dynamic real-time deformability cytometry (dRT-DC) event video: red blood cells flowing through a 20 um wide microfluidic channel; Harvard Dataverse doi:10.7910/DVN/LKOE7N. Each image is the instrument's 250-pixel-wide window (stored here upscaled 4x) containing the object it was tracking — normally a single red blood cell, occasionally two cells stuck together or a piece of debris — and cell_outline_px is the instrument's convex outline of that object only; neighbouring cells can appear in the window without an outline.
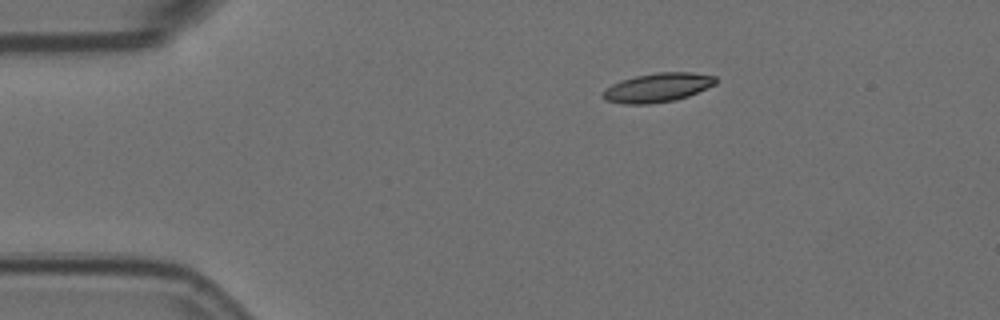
{"species": "Egyptian fruit bat (a non-hibernating species)", "species_latin": "Rousettus aegyptiacus", "temperature_condition": "room temperature", "stored_images_in_passage": 2, "camera_frame_rate_fps": 3000, "um_per_image_px": 0.085, "animal": {"sex": "female"}, "frame": {"image": 1, "passage_image": 1, "time_ms": 0.0, "image_size_px": [1000, 320], "cell_outline_px": [[716, 84], [688, 96], [676, 100], [648, 104], [624, 104], [604, 100], [604, 88], [620, 80], [636, 76], [656, 72], [692, 72], [716, 76]], "centroid_in_image_um": [55.9, 7.44], "position_along_channel_um": 29.1, "area_um2": 19.13}}